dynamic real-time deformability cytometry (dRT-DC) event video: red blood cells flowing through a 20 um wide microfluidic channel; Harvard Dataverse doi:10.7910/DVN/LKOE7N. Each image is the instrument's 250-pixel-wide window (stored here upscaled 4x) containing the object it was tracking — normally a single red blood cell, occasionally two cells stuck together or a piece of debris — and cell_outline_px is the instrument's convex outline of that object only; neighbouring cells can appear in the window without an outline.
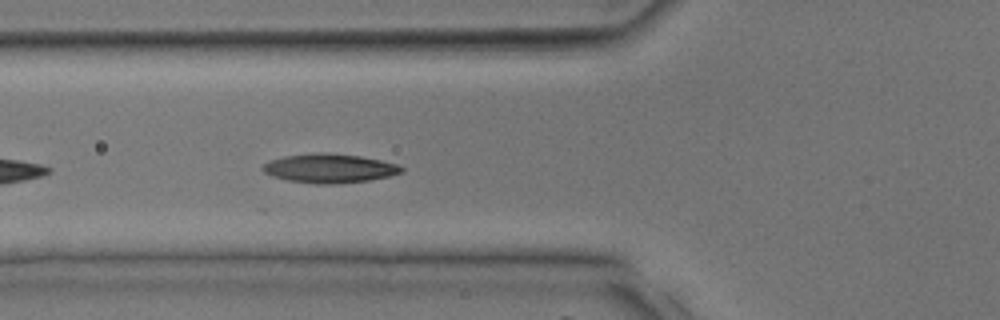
{"species": "common noctule bat (a hibernating species)", "species_latin": "Nyctalus noctula", "temperature_condition": "room temperature", "stored_images_in_passage": 28, "camera_frame_rate_fps": 3000, "um_per_image_px": 0.085, "animal": {"sex": "male", "body_mass_g": 17.9, "forearm_length_mm": 54.2}, "frame": {"image": 1, "passage_image": 14, "time_ms": 4.333, "image_size_px": [1000, 320], "cell_outline_px": [[404, 172], [388, 176], [368, 180], [332, 184], [316, 184], [288, 180], [272, 176], [264, 172], [260, 168], [268, 160], [284, 156], [320, 152], [324, 152], [360, 156], [380, 160], [396, 164], [404, 168]], "centroid_in_image_um": [27.97, 14.3], "position_along_channel_um": 97.8, "area_um2": 23.41}}
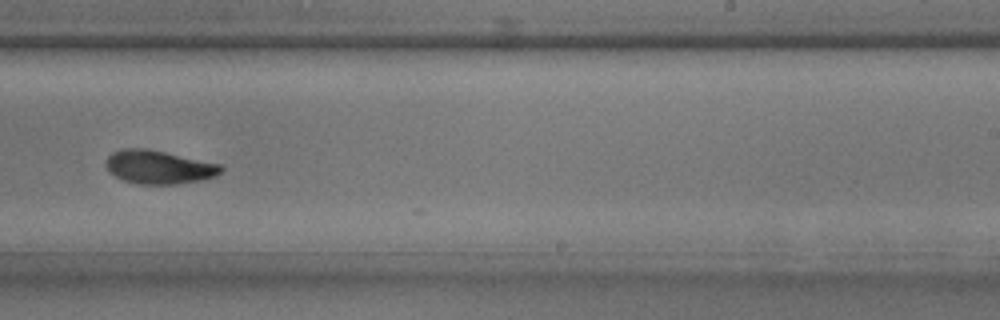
{"frame": {"image": 2, "passage_image": 24, "time_ms": 7.667, "image_size_px": [1000, 320], "cell_outline_px": [[224, 168], [216, 176], [204, 180], [176, 184], [140, 184], [124, 180], [108, 172], [104, 164], [108, 156], [112, 152], [120, 148], [148, 148], [220, 164]], "centroid_in_image_um": [13.48, 14.19], "position_along_channel_um": 275.5, "area_um2": 22.66}}